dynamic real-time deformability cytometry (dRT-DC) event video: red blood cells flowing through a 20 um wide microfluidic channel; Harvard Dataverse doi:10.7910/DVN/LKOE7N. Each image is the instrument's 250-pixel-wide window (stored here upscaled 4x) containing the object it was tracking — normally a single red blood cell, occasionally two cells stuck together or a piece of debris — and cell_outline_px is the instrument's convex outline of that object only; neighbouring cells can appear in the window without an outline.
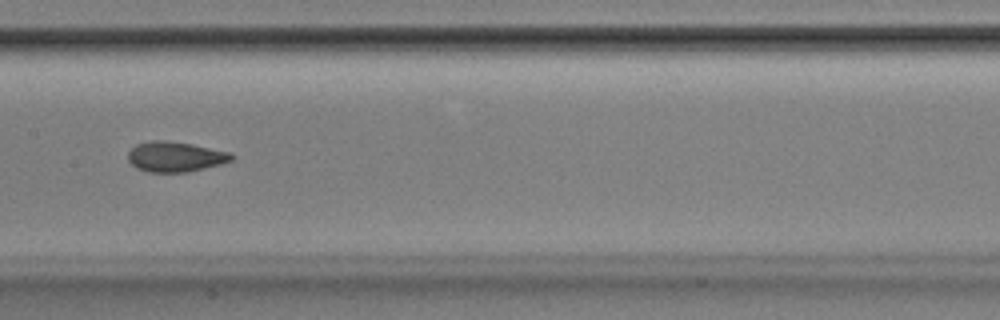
{"species": "Egyptian fruit bat (a non-hibernating species)", "species_latin": "Rousettus aegyptiacus", "temperature_condition": "room temperature", "stored_images_in_passage": 43, "camera_frame_rate_fps": 3000, "um_per_image_px": 0.085, "animal": {"sex": "male"}, "frame": {"image": 1, "passage_image": 21, "time_ms": 6.667, "image_size_px": [1000, 320], "cell_outline_px": [[236, 156], [232, 160], [220, 164], [184, 172], [148, 172], [136, 168], [128, 160], [128, 152], [136, 144], [152, 140], [164, 140], [192, 144], [228, 152]], "centroid_in_image_um": [14.86, 13.31], "position_along_channel_um": 192.5, "area_um2": 18.03}}
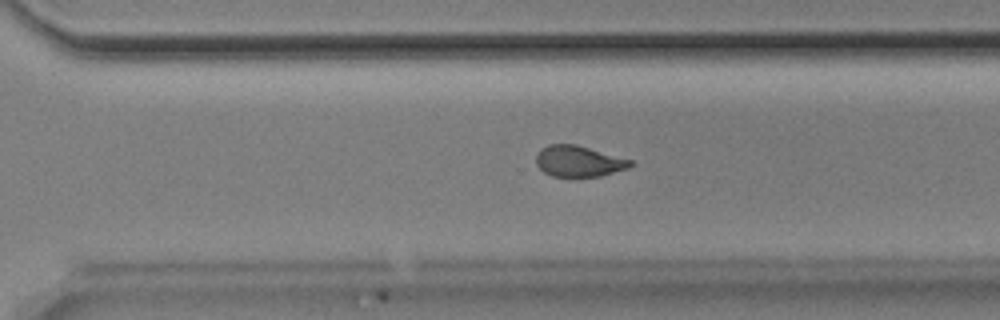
{"frame": {"image": 2, "passage_image": 31, "time_ms": 10.0, "image_size_px": [1000, 320], "cell_outline_px": [[632, 164], [628, 168], [600, 176], [552, 176], [544, 172], [536, 164], [536, 156], [540, 148], [548, 144], [576, 144], [632, 160]], "centroid_in_image_um": [49.16, 13.69], "position_along_channel_um": 321.4, "area_um2": 16.94}}
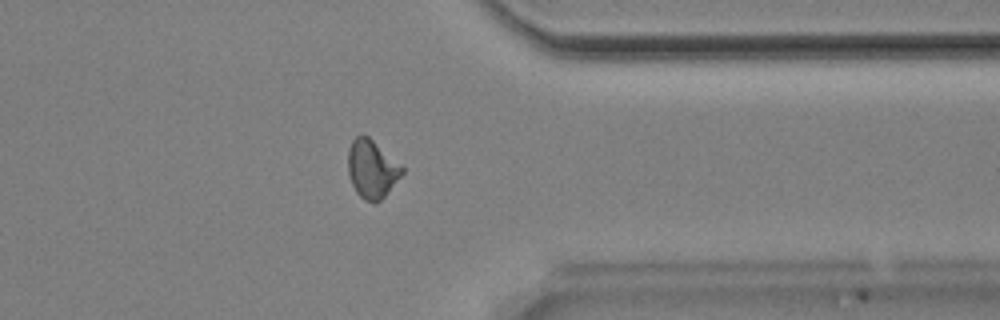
{"frame": {"image": 3, "passage_image": 36, "time_ms": 11.667, "image_size_px": [1000, 320], "cell_outline_px": [[404, 172], [384, 196], [380, 200], [372, 204], [364, 200], [356, 192], [352, 184], [348, 172], [348, 148], [352, 140], [360, 132], [368, 136], [404, 168]], "centroid_in_image_um": [31.58, 14.36], "position_along_channel_um": 379.8, "area_um2": 18.26}}